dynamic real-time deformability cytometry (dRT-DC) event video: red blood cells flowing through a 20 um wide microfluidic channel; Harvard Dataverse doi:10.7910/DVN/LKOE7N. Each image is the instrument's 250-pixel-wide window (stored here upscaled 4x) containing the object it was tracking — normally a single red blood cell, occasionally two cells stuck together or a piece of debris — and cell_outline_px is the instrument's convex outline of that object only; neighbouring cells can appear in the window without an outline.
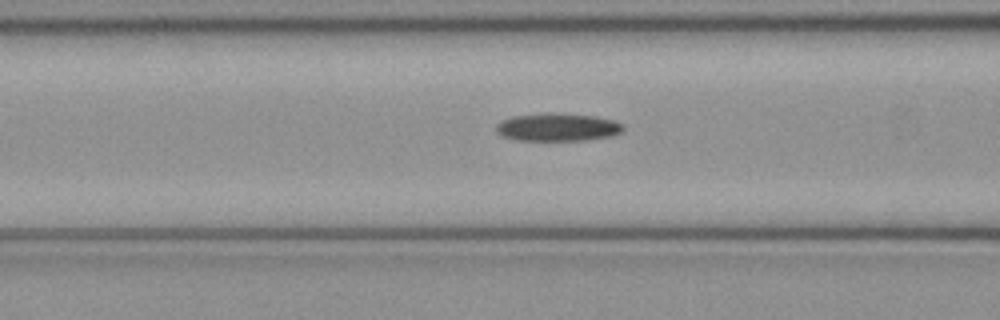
{"species": "common noctule bat (a hibernating species)", "species_latin": "Nyctalus noctula", "temperature_condition": "cold", "stored_images_in_passage": 46, "camera_frame_rate_fps": 3000, "um_per_image_px": 0.085, "animal": {"sex": "female", "body_mass_g": 21.9}, "frame": {"image": 1, "passage_image": 16, "time_ms": 5.0, "image_size_px": [1000, 320], "cell_outline_px": [[624, 128], [620, 132], [612, 136], [584, 140], [516, 140], [500, 136], [496, 132], [496, 124], [500, 120], [512, 116], [548, 112], [596, 116], [616, 120], [624, 124]], "centroid_in_image_um": [47.37, 10.8], "position_along_channel_um": 119.2, "area_um2": 20.98}}
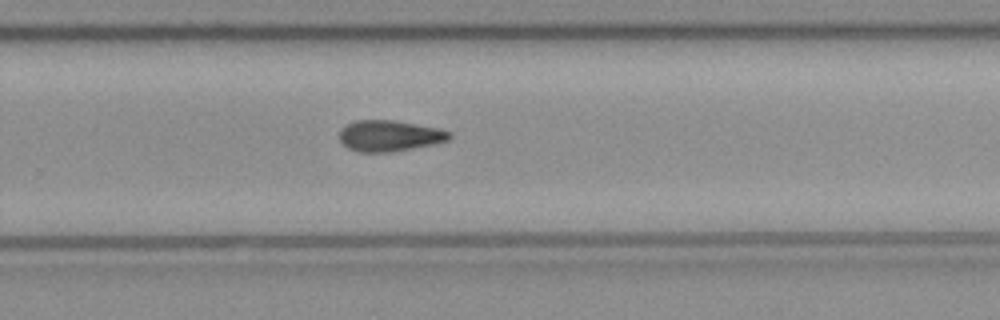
{"frame": {"image": 2, "passage_image": 29, "time_ms": 9.333, "image_size_px": [1000, 320], "cell_outline_px": [[452, 136], [448, 140], [436, 144], [392, 152], [360, 152], [348, 148], [340, 144], [340, 128], [356, 120], [392, 120], [436, 128], [452, 132]], "centroid_in_image_um": [33.09, 11.55], "position_along_channel_um": 296.7, "area_um2": 19.94}}
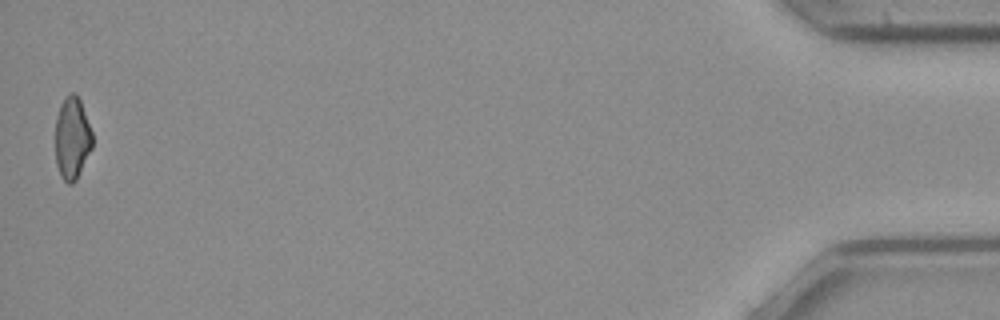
{"frame": {"image": 3, "passage_image": 46, "time_ms": 15.0, "image_size_px": [1000, 320], "cell_outline_px": [[92, 148], [76, 180], [72, 184], [68, 184], [60, 176], [56, 164], [56, 116], [60, 104], [72, 92], [76, 92], [80, 100], [92, 132]], "centroid_in_image_um": [6.13, 11.76], "position_along_channel_um": 429.1, "area_um2": 17.69}}